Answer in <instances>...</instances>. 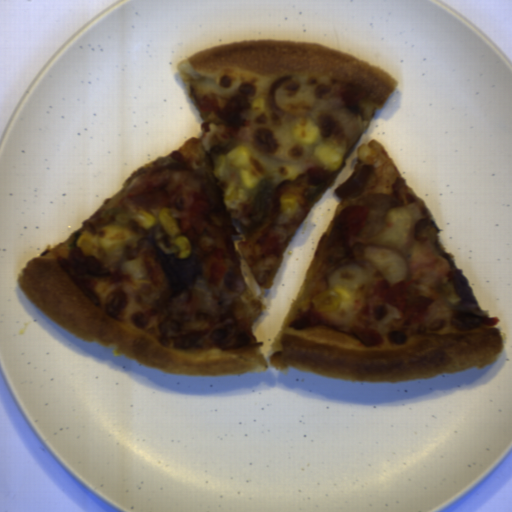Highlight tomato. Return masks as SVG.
<instances>
[{"label":"tomato","instance_id":"obj_1","mask_svg":"<svg viewBox=\"0 0 512 512\" xmlns=\"http://www.w3.org/2000/svg\"><path fill=\"white\" fill-rule=\"evenodd\" d=\"M481 319V324L487 326V327H491V326H494L495 324H497L500 320L499 318L497 317H494V318H487V317H480Z\"/></svg>","mask_w":512,"mask_h":512}]
</instances>
